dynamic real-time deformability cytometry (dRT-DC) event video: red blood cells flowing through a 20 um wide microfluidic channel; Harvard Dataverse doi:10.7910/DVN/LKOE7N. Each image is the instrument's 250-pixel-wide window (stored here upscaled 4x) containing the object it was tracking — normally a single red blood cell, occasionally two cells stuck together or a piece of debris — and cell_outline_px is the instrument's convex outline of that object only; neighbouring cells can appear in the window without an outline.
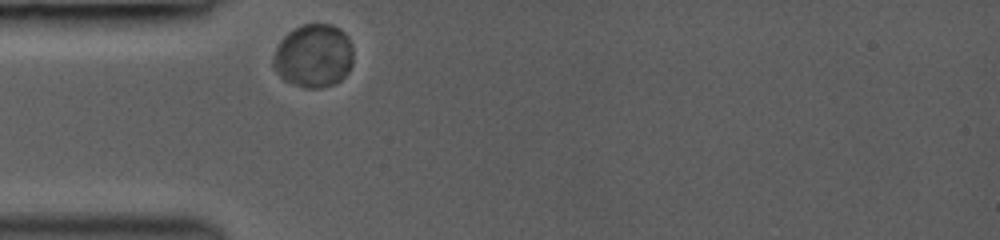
{"species": "common noctule bat (a hibernating species)", "species_latin": "Nyctalus noctula", "temperature_condition": "room temperature", "stored_images_in_passage": 13, "camera_frame_rate_fps": 3000, "um_per_image_px": 0.085, "animal": {"sex": "female", "body_mass_g": 19.0, "forearm_length_mm": 53.3}, "frame": {"image": 1, "passage_image": 1, "time_ms": 0.0, "image_size_px": [1000, 240], "cell_outline_px": [[352, 64], [348, 72], [336, 84], [320, 88], [304, 88], [284, 80], [280, 76], [272, 64], [272, 56], [280, 40], [288, 32], [304, 24], [332, 24], [340, 28], [348, 36], [352, 48]], "centroid_in_image_um": [26.65, 4.75], "position_along_channel_um": 58.3, "area_um2": 29.77}}
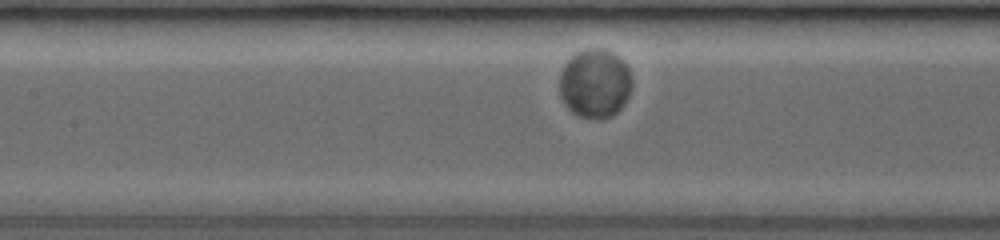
{"frame": {"image": 2, "passage_image": 9, "time_ms": 2.667, "image_size_px": [1000, 240], "cell_outline_px": [[632, 88], [624, 104], [612, 116], [600, 120], [596, 120], [580, 116], [572, 112], [564, 104], [560, 96], [560, 72], [564, 64], [576, 52], [584, 48], [608, 48], [620, 56], [624, 60], [628, 68], [632, 80]], "centroid_in_image_um": [50.58, 7.07], "position_along_channel_um": 156.8, "area_um2": 29.77}}
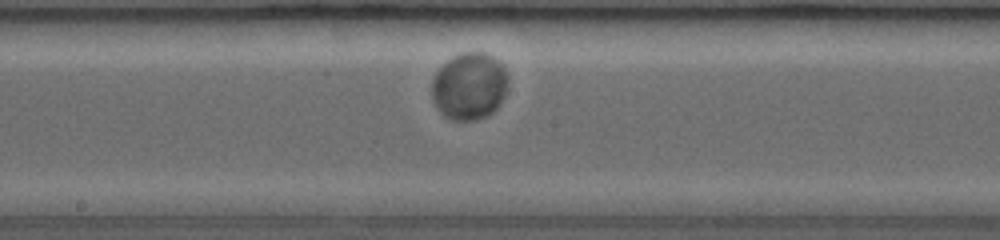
{"frame": {"image": 3, "passage_image": 12, "time_ms": 4.0, "image_size_px": [1000, 240], "cell_outline_px": [[508, 84], [504, 96], [500, 104], [488, 116], [472, 120], [452, 120], [444, 116], [436, 108], [432, 100], [432, 80], [436, 72], [452, 56], [460, 52], [484, 52], [492, 56], [504, 64], [508, 76]], "centroid_in_image_um": [39.9, 7.32], "position_along_channel_um": 208.3, "area_um2": 30.23}}